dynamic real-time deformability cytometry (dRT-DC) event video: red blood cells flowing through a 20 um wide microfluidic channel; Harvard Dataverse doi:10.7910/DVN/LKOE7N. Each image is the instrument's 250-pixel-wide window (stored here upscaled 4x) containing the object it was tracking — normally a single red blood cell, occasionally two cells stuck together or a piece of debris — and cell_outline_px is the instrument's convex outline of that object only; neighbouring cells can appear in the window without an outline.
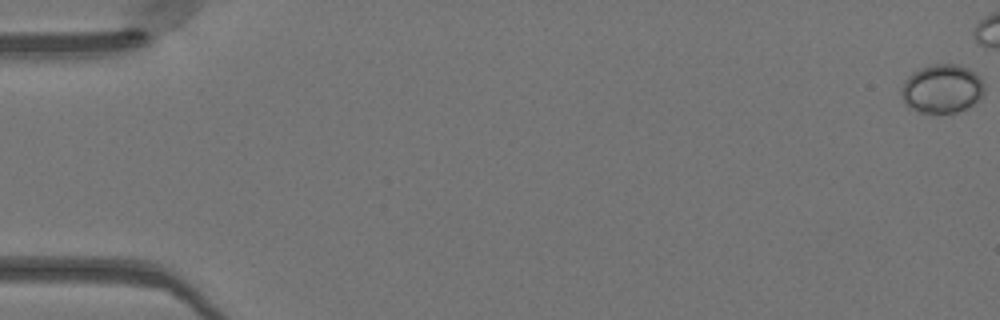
{"species": "Egyptian fruit bat (a non-hibernating species)", "species_latin": "Rousettus aegyptiacus", "temperature_condition": "warm", "stored_images_in_passage": 23, "camera_frame_rate_fps": 3000, "um_per_image_px": 0.085, "animal": {"sex": "female"}, "frame": {"image": 1, "passage_image": 1, "time_ms": 0.0, "image_size_px": [1000, 320], "cell_outline_px": [[976, 96], [968, 104], [960, 108], [948, 112], [932, 112], [916, 108], [908, 100], [904, 92], [908, 84], [920, 72], [928, 68], [960, 68], [968, 72], [976, 80]], "centroid_in_image_um": [80.02, 7.62], "position_along_channel_um": 5.0, "area_um2": 18.38}}